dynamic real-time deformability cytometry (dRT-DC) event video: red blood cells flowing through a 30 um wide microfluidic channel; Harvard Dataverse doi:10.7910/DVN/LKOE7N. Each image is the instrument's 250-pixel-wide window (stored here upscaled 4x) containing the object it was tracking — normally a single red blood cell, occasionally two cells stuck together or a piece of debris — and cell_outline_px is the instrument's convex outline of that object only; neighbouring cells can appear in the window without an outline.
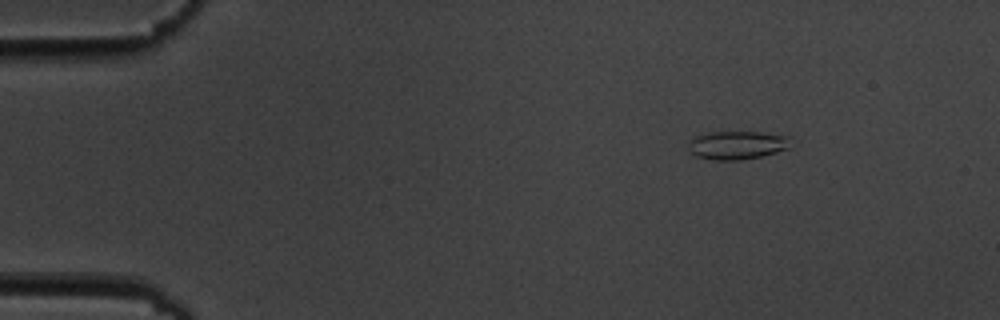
{"species": "common noctule bat (a hibernating species)", "species_latin": "Nyctalus noctula", "temperature_condition": "cold", "stored_images_in_passage": 6, "camera_frame_rate_fps": 3000, "um_per_image_px": 0.085, "animal": {"sex": "male", "body_mass_g": 19.5, "forearm_length_mm": 54.6}, "frame": {"image": 1, "passage_image": 1, "time_ms": 0.0, "image_size_px": [1000, 320], "cell_outline_px": [[788, 148], [776, 152], [760, 156], [740, 160], [712, 160], [696, 156], [688, 152], [688, 140], [696, 136], [708, 132], [760, 132], [788, 136]], "centroid_in_image_um": [62.56, 12.34], "position_along_channel_um": 22.4, "area_um2": 16.88}}
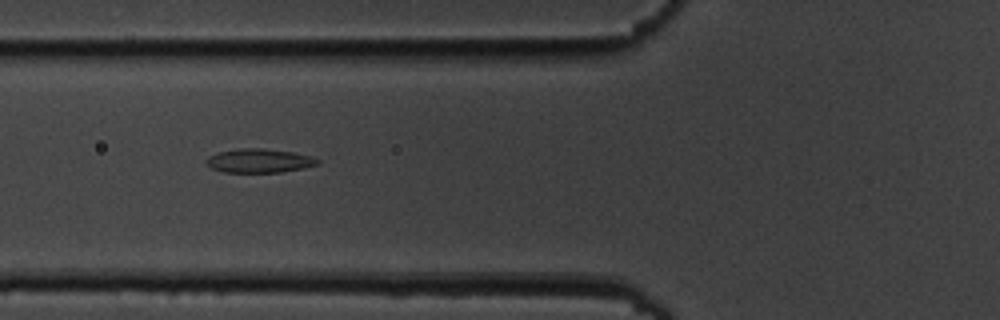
{"frame": {"image": 2, "passage_image": 5, "time_ms": 4.667, "image_size_px": [1000, 320], "cell_outline_px": [[320, 164], [304, 168], [280, 172], [224, 172], [212, 168], [208, 164], [208, 156], [220, 152], [240, 148], [264, 148], [292, 152], [312, 156], [320, 160]], "centroid_in_image_um": [22.1, 13.66], "position_along_channel_um": 103.7, "area_um2": 15.37}}
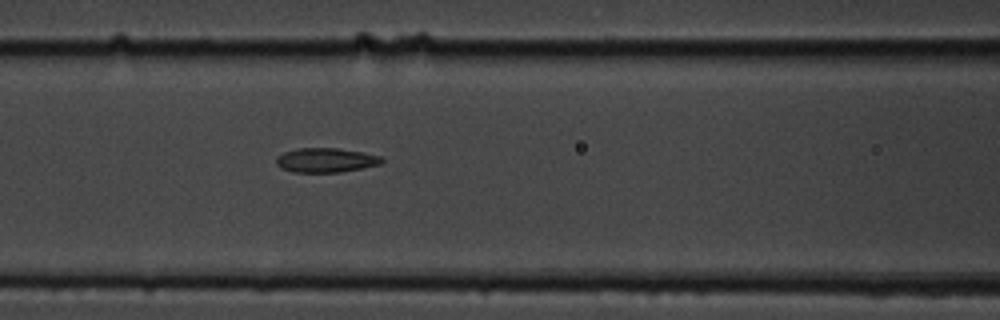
{"frame": {"image": 3, "passage_image": 6, "time_ms": 5.667, "image_size_px": [1000, 320], "cell_outline_px": [[384, 160], [380, 164], [340, 172], [292, 172], [280, 168], [276, 164], [276, 156], [284, 152], [296, 148], [336, 148], [364, 152], [380, 156]], "centroid_in_image_um": [27.65, 13.61], "position_along_channel_um": 138.9, "area_um2": 15.03}}